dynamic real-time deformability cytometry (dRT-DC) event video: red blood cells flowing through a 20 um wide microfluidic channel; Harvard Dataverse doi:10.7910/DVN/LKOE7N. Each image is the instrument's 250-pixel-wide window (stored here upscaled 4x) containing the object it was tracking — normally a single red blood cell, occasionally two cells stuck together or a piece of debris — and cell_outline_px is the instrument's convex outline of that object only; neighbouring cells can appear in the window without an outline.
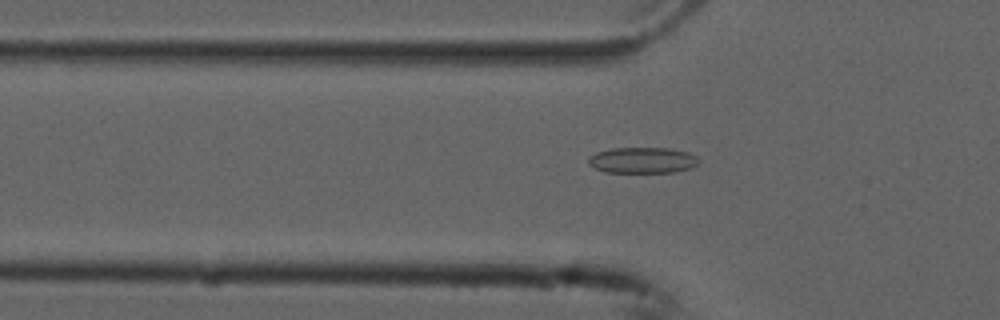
{"species": "common noctule bat (a hibernating species)", "species_latin": "Nyctalus noctula", "temperature_condition": "cold", "stored_images_in_passage": 55, "camera_frame_rate_fps": 3000, "um_per_image_px": 0.085, "animal": {"sex": "male", "forearm_length_mm": 52.5}, "frame": {"image": 1, "passage_image": 19, "time_ms": 6.0, "image_size_px": [1000, 320], "cell_outline_px": [[700, 160], [692, 168], [676, 172], [604, 172], [588, 164], [588, 156], [596, 152], [612, 148], [672, 148], [688, 152], [696, 156]], "centroid_in_image_um": [54.62, 13.61], "position_along_channel_um": 71.2, "area_um2": 16.82}}
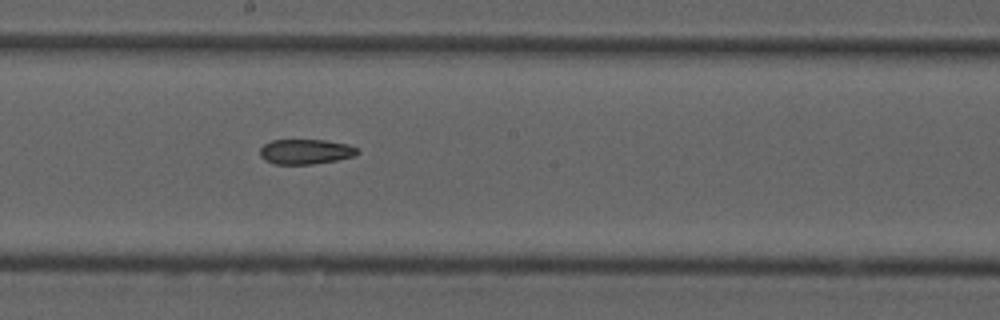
{"frame": {"image": 2, "passage_image": 31, "time_ms": 10.0, "image_size_px": [1000, 320], "cell_outline_px": [[360, 152], [356, 156], [336, 160], [312, 164], [276, 164], [264, 160], [260, 156], [260, 148], [264, 144], [272, 140], [324, 140], [348, 144], [360, 148]], "centroid_in_image_um": [26.01, 12.89], "position_along_channel_um": 222.2, "area_um2": 14.33}}
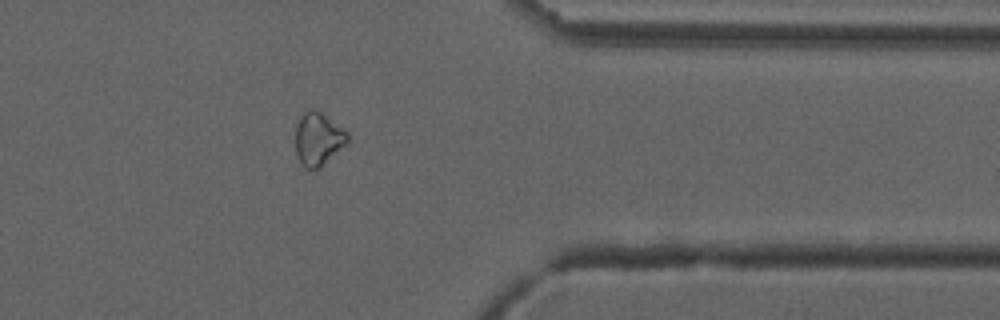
{"frame": {"image": 3, "passage_image": 45, "time_ms": 14.667, "image_size_px": [1000, 320], "cell_outline_px": [[348, 144], [320, 168], [304, 168], [296, 152], [296, 124], [300, 116], [304, 112], [312, 108], [320, 112], [348, 132]], "centroid_in_image_um": [27.06, 11.82], "position_along_channel_um": 384.3, "area_um2": 16.07}}